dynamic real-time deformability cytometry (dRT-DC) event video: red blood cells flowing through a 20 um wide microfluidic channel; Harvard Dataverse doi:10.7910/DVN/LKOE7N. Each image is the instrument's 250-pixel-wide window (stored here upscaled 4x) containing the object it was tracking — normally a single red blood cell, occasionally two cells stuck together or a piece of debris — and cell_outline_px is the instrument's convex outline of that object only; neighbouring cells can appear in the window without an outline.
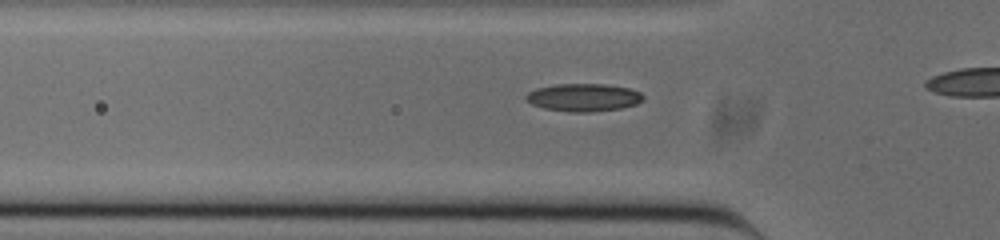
{"species": "common noctule bat (a hibernating species)", "species_latin": "Nyctalus noctula", "temperature_condition": "cold", "stored_images_in_passage": 20, "camera_frame_rate_fps": 3000, "um_per_image_px": 0.085, "animal": {"sex": "male", "body_mass_g": 20.0, "forearm_length_mm": 53.3}, "frame": {"image": 1, "passage_image": 12, "time_ms": 3.667, "image_size_px": [1000, 240], "cell_outline_px": [[644, 96], [636, 104], [620, 108], [588, 112], [568, 112], [544, 108], [532, 104], [524, 100], [524, 96], [528, 92], [536, 88], [556, 84], [604, 84], [628, 88], [640, 92]], "centroid_in_image_um": [49.54, 8.28], "position_along_channel_um": 76.3, "area_um2": 18.9}}
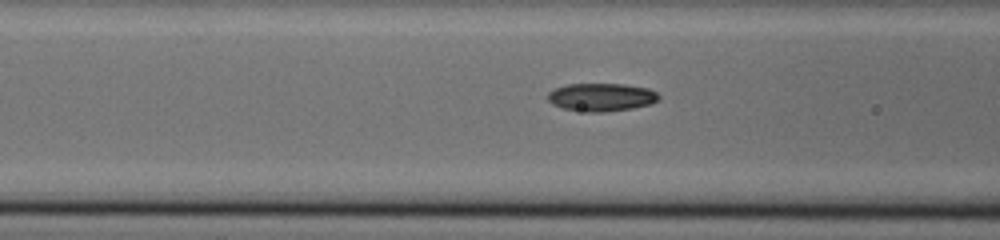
{"frame": {"image": 2, "passage_image": 15, "time_ms": 4.667, "image_size_px": [1000, 240], "cell_outline_px": [[660, 96], [652, 104], [632, 108], [604, 112], [588, 112], [560, 108], [552, 104], [548, 100], [548, 92], [552, 88], [568, 84], [624, 84], [648, 88], [656, 92]], "centroid_in_image_um": [51.08, 8.26], "position_along_channel_um": 115.5, "area_um2": 18.26}}